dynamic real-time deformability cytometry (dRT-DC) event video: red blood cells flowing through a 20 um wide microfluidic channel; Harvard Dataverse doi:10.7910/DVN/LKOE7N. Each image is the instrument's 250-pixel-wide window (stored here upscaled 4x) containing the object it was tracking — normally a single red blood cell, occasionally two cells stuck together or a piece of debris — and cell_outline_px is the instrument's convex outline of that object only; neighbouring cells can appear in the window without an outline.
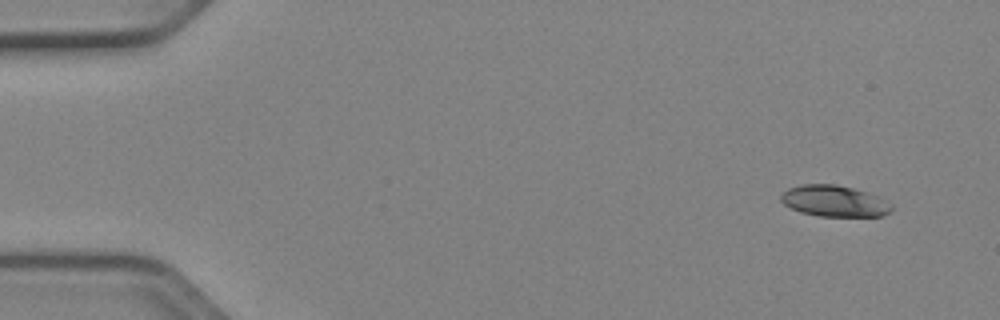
{"species": "Egyptian fruit bat (a non-hibernating species)", "species_latin": "Rousettus aegyptiacus", "temperature_condition": "cold", "stored_images_in_passage": 13, "camera_frame_rate_fps": 3000, "um_per_image_px": 0.085, "animal": {"sex": "female"}, "frame": {"image": 1, "passage_image": 1, "time_ms": 0.0, "image_size_px": [1000, 320], "cell_outline_px": [[892, 208], [888, 212], [880, 216], [820, 216], [800, 212], [784, 204], [780, 200], [780, 192], [788, 188], [800, 184], [836, 184], [852, 188], [880, 196], [892, 204]], "centroid_in_image_um": [70.88, 17.07], "position_along_channel_um": 14.1, "area_um2": 20.23}}